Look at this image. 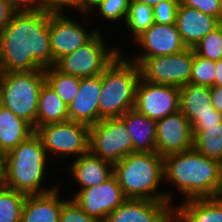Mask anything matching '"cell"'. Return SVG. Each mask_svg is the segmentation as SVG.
Listing matches in <instances>:
<instances>
[{"label":"cell","mask_w":222,"mask_h":222,"mask_svg":"<svg viewBox=\"0 0 222 222\" xmlns=\"http://www.w3.org/2000/svg\"><path fill=\"white\" fill-rule=\"evenodd\" d=\"M49 12H16L0 32V72H29L53 66Z\"/></svg>","instance_id":"6da1fadb"},{"label":"cell","mask_w":222,"mask_h":222,"mask_svg":"<svg viewBox=\"0 0 222 222\" xmlns=\"http://www.w3.org/2000/svg\"><path fill=\"white\" fill-rule=\"evenodd\" d=\"M173 183L183 201L222 196V163L196 149L164 157V182Z\"/></svg>","instance_id":"7a4b0ae2"},{"label":"cell","mask_w":222,"mask_h":222,"mask_svg":"<svg viewBox=\"0 0 222 222\" xmlns=\"http://www.w3.org/2000/svg\"><path fill=\"white\" fill-rule=\"evenodd\" d=\"M113 175L127 199L167 201L174 207L171 192L158 191L164 183V157L157 152L126 155L113 165Z\"/></svg>","instance_id":"3957f363"},{"label":"cell","mask_w":222,"mask_h":222,"mask_svg":"<svg viewBox=\"0 0 222 222\" xmlns=\"http://www.w3.org/2000/svg\"><path fill=\"white\" fill-rule=\"evenodd\" d=\"M47 157L49 156L40 136L34 132L7 153L4 185L26 195L44 194L55 190L58 184L50 188L42 186L47 175Z\"/></svg>","instance_id":"277c9868"},{"label":"cell","mask_w":222,"mask_h":222,"mask_svg":"<svg viewBox=\"0 0 222 222\" xmlns=\"http://www.w3.org/2000/svg\"><path fill=\"white\" fill-rule=\"evenodd\" d=\"M139 79V66L126 58L122 51L101 73L99 121L120 118L128 110L134 109Z\"/></svg>","instance_id":"5b68a950"},{"label":"cell","mask_w":222,"mask_h":222,"mask_svg":"<svg viewBox=\"0 0 222 222\" xmlns=\"http://www.w3.org/2000/svg\"><path fill=\"white\" fill-rule=\"evenodd\" d=\"M44 82V69L29 72H0L2 106L28 122L35 131L39 93Z\"/></svg>","instance_id":"8992f818"},{"label":"cell","mask_w":222,"mask_h":222,"mask_svg":"<svg viewBox=\"0 0 222 222\" xmlns=\"http://www.w3.org/2000/svg\"><path fill=\"white\" fill-rule=\"evenodd\" d=\"M102 34L99 31L85 45L61 57L54 66L63 73L79 78L100 75L122 51L115 45L107 47Z\"/></svg>","instance_id":"52a82bcc"},{"label":"cell","mask_w":222,"mask_h":222,"mask_svg":"<svg viewBox=\"0 0 222 222\" xmlns=\"http://www.w3.org/2000/svg\"><path fill=\"white\" fill-rule=\"evenodd\" d=\"M128 59L139 66L143 80L180 88L190 81L194 49L187 48L172 55Z\"/></svg>","instance_id":"ba28073f"},{"label":"cell","mask_w":222,"mask_h":222,"mask_svg":"<svg viewBox=\"0 0 222 222\" xmlns=\"http://www.w3.org/2000/svg\"><path fill=\"white\" fill-rule=\"evenodd\" d=\"M35 132L48 155L78 158L89 151L90 126L87 124L67 120L40 126Z\"/></svg>","instance_id":"9c48e42d"},{"label":"cell","mask_w":222,"mask_h":222,"mask_svg":"<svg viewBox=\"0 0 222 222\" xmlns=\"http://www.w3.org/2000/svg\"><path fill=\"white\" fill-rule=\"evenodd\" d=\"M89 150L114 165L126 155L134 153V146L120 118H104L90 126Z\"/></svg>","instance_id":"30bf717a"},{"label":"cell","mask_w":222,"mask_h":222,"mask_svg":"<svg viewBox=\"0 0 222 222\" xmlns=\"http://www.w3.org/2000/svg\"><path fill=\"white\" fill-rule=\"evenodd\" d=\"M70 15L62 13L49 14V34L53 66L63 56L68 55L89 42L99 31L94 28L89 31L84 27V22L76 21ZM79 22V23H78Z\"/></svg>","instance_id":"8fae6325"},{"label":"cell","mask_w":222,"mask_h":222,"mask_svg":"<svg viewBox=\"0 0 222 222\" xmlns=\"http://www.w3.org/2000/svg\"><path fill=\"white\" fill-rule=\"evenodd\" d=\"M179 99V87L147 82L140 77L136 86L134 109L157 121L178 112Z\"/></svg>","instance_id":"7c38bea8"},{"label":"cell","mask_w":222,"mask_h":222,"mask_svg":"<svg viewBox=\"0 0 222 222\" xmlns=\"http://www.w3.org/2000/svg\"><path fill=\"white\" fill-rule=\"evenodd\" d=\"M73 196L83 211L98 222H104L107 215L127 199L114 175L100 185L79 190Z\"/></svg>","instance_id":"4fadbf2b"},{"label":"cell","mask_w":222,"mask_h":222,"mask_svg":"<svg viewBox=\"0 0 222 222\" xmlns=\"http://www.w3.org/2000/svg\"><path fill=\"white\" fill-rule=\"evenodd\" d=\"M193 148V134L189 119L179 110L157 120L156 152L165 157Z\"/></svg>","instance_id":"5bb4252c"},{"label":"cell","mask_w":222,"mask_h":222,"mask_svg":"<svg viewBox=\"0 0 222 222\" xmlns=\"http://www.w3.org/2000/svg\"><path fill=\"white\" fill-rule=\"evenodd\" d=\"M133 42L144 52H141L142 54L136 53L129 57L127 55V58H149L160 55H172L187 49V46L182 41L176 23H154Z\"/></svg>","instance_id":"9a60e30c"},{"label":"cell","mask_w":222,"mask_h":222,"mask_svg":"<svg viewBox=\"0 0 222 222\" xmlns=\"http://www.w3.org/2000/svg\"><path fill=\"white\" fill-rule=\"evenodd\" d=\"M104 222H174V207L167 201L126 199Z\"/></svg>","instance_id":"2e32d148"},{"label":"cell","mask_w":222,"mask_h":222,"mask_svg":"<svg viewBox=\"0 0 222 222\" xmlns=\"http://www.w3.org/2000/svg\"><path fill=\"white\" fill-rule=\"evenodd\" d=\"M101 91V74L81 78L74 100L68 105V119L89 126L99 122L98 100Z\"/></svg>","instance_id":"e0dca14e"},{"label":"cell","mask_w":222,"mask_h":222,"mask_svg":"<svg viewBox=\"0 0 222 222\" xmlns=\"http://www.w3.org/2000/svg\"><path fill=\"white\" fill-rule=\"evenodd\" d=\"M221 24L222 21L217 17L184 5L178 6L176 26L187 48H193Z\"/></svg>","instance_id":"ac0fdd59"},{"label":"cell","mask_w":222,"mask_h":222,"mask_svg":"<svg viewBox=\"0 0 222 222\" xmlns=\"http://www.w3.org/2000/svg\"><path fill=\"white\" fill-rule=\"evenodd\" d=\"M70 173L73 180L80 186V189L93 187L104 183L113 176V165L102 160L90 150L74 158L72 164H69Z\"/></svg>","instance_id":"d6986e66"},{"label":"cell","mask_w":222,"mask_h":222,"mask_svg":"<svg viewBox=\"0 0 222 222\" xmlns=\"http://www.w3.org/2000/svg\"><path fill=\"white\" fill-rule=\"evenodd\" d=\"M60 186L44 194L27 195L22 209L21 222H60L63 203Z\"/></svg>","instance_id":"ffe728a7"},{"label":"cell","mask_w":222,"mask_h":222,"mask_svg":"<svg viewBox=\"0 0 222 222\" xmlns=\"http://www.w3.org/2000/svg\"><path fill=\"white\" fill-rule=\"evenodd\" d=\"M179 89V110L189 119L191 127L200 117L222 116L212 105L210 87L188 83Z\"/></svg>","instance_id":"44dd1931"},{"label":"cell","mask_w":222,"mask_h":222,"mask_svg":"<svg viewBox=\"0 0 222 222\" xmlns=\"http://www.w3.org/2000/svg\"><path fill=\"white\" fill-rule=\"evenodd\" d=\"M174 222H222V196L188 199L175 204Z\"/></svg>","instance_id":"7402d4cb"},{"label":"cell","mask_w":222,"mask_h":222,"mask_svg":"<svg viewBox=\"0 0 222 222\" xmlns=\"http://www.w3.org/2000/svg\"><path fill=\"white\" fill-rule=\"evenodd\" d=\"M120 119L125 123L132 137L134 153L156 152V120L148 118L135 109L128 110Z\"/></svg>","instance_id":"603a6c76"},{"label":"cell","mask_w":222,"mask_h":222,"mask_svg":"<svg viewBox=\"0 0 222 222\" xmlns=\"http://www.w3.org/2000/svg\"><path fill=\"white\" fill-rule=\"evenodd\" d=\"M35 132L34 128L11 110H0V149L8 153Z\"/></svg>","instance_id":"cb8c5ba5"},{"label":"cell","mask_w":222,"mask_h":222,"mask_svg":"<svg viewBox=\"0 0 222 222\" xmlns=\"http://www.w3.org/2000/svg\"><path fill=\"white\" fill-rule=\"evenodd\" d=\"M68 105L57 95L45 81L41 87L38 99L36 130L43 125L67 121Z\"/></svg>","instance_id":"d4e9b609"},{"label":"cell","mask_w":222,"mask_h":222,"mask_svg":"<svg viewBox=\"0 0 222 222\" xmlns=\"http://www.w3.org/2000/svg\"><path fill=\"white\" fill-rule=\"evenodd\" d=\"M193 148L222 163V122L213 126H192Z\"/></svg>","instance_id":"484cf974"},{"label":"cell","mask_w":222,"mask_h":222,"mask_svg":"<svg viewBox=\"0 0 222 222\" xmlns=\"http://www.w3.org/2000/svg\"><path fill=\"white\" fill-rule=\"evenodd\" d=\"M45 81L53 88L62 101L69 105L78 93L81 78L66 74L55 66L44 69Z\"/></svg>","instance_id":"4316f807"},{"label":"cell","mask_w":222,"mask_h":222,"mask_svg":"<svg viewBox=\"0 0 222 222\" xmlns=\"http://www.w3.org/2000/svg\"><path fill=\"white\" fill-rule=\"evenodd\" d=\"M153 7L145 3L130 1L128 14L124 24L131 32V39L134 41L143 32L149 29L153 24Z\"/></svg>","instance_id":"83f0119b"},{"label":"cell","mask_w":222,"mask_h":222,"mask_svg":"<svg viewBox=\"0 0 222 222\" xmlns=\"http://www.w3.org/2000/svg\"><path fill=\"white\" fill-rule=\"evenodd\" d=\"M26 194L0 185V222H21Z\"/></svg>","instance_id":"f1b7e54d"},{"label":"cell","mask_w":222,"mask_h":222,"mask_svg":"<svg viewBox=\"0 0 222 222\" xmlns=\"http://www.w3.org/2000/svg\"><path fill=\"white\" fill-rule=\"evenodd\" d=\"M193 49L197 55L212 61L222 59V24L203 37Z\"/></svg>","instance_id":"f546056e"},{"label":"cell","mask_w":222,"mask_h":222,"mask_svg":"<svg viewBox=\"0 0 222 222\" xmlns=\"http://www.w3.org/2000/svg\"><path fill=\"white\" fill-rule=\"evenodd\" d=\"M215 75V61L199 56L194 52L189 83L212 87Z\"/></svg>","instance_id":"4dcf8cb0"},{"label":"cell","mask_w":222,"mask_h":222,"mask_svg":"<svg viewBox=\"0 0 222 222\" xmlns=\"http://www.w3.org/2000/svg\"><path fill=\"white\" fill-rule=\"evenodd\" d=\"M131 0H102L95 8L108 22H125ZM122 19V20H121ZM119 20V21H118Z\"/></svg>","instance_id":"1f68e13d"},{"label":"cell","mask_w":222,"mask_h":222,"mask_svg":"<svg viewBox=\"0 0 222 222\" xmlns=\"http://www.w3.org/2000/svg\"><path fill=\"white\" fill-rule=\"evenodd\" d=\"M179 0H165L153 6L155 23L174 24L176 23Z\"/></svg>","instance_id":"d6a6232c"},{"label":"cell","mask_w":222,"mask_h":222,"mask_svg":"<svg viewBox=\"0 0 222 222\" xmlns=\"http://www.w3.org/2000/svg\"><path fill=\"white\" fill-rule=\"evenodd\" d=\"M60 222H98L95 218L88 216L83 209L74 201L67 197L63 203L60 213Z\"/></svg>","instance_id":"836d02e7"},{"label":"cell","mask_w":222,"mask_h":222,"mask_svg":"<svg viewBox=\"0 0 222 222\" xmlns=\"http://www.w3.org/2000/svg\"><path fill=\"white\" fill-rule=\"evenodd\" d=\"M179 5L200 10L222 21V0H179Z\"/></svg>","instance_id":"e575fe53"},{"label":"cell","mask_w":222,"mask_h":222,"mask_svg":"<svg viewBox=\"0 0 222 222\" xmlns=\"http://www.w3.org/2000/svg\"><path fill=\"white\" fill-rule=\"evenodd\" d=\"M77 0H41V11L63 13L68 7L75 9Z\"/></svg>","instance_id":"d590c367"},{"label":"cell","mask_w":222,"mask_h":222,"mask_svg":"<svg viewBox=\"0 0 222 222\" xmlns=\"http://www.w3.org/2000/svg\"><path fill=\"white\" fill-rule=\"evenodd\" d=\"M16 12L41 11V0H6Z\"/></svg>","instance_id":"8d00e7d4"},{"label":"cell","mask_w":222,"mask_h":222,"mask_svg":"<svg viewBox=\"0 0 222 222\" xmlns=\"http://www.w3.org/2000/svg\"><path fill=\"white\" fill-rule=\"evenodd\" d=\"M16 11L6 0H0V32L12 20Z\"/></svg>","instance_id":"74e56055"},{"label":"cell","mask_w":222,"mask_h":222,"mask_svg":"<svg viewBox=\"0 0 222 222\" xmlns=\"http://www.w3.org/2000/svg\"><path fill=\"white\" fill-rule=\"evenodd\" d=\"M102 0H77L75 4V10H78V12H82L84 17L91 14L94 8H96Z\"/></svg>","instance_id":"f35d334b"},{"label":"cell","mask_w":222,"mask_h":222,"mask_svg":"<svg viewBox=\"0 0 222 222\" xmlns=\"http://www.w3.org/2000/svg\"><path fill=\"white\" fill-rule=\"evenodd\" d=\"M210 92L213 107L222 113V86H212Z\"/></svg>","instance_id":"ab89813d"},{"label":"cell","mask_w":222,"mask_h":222,"mask_svg":"<svg viewBox=\"0 0 222 222\" xmlns=\"http://www.w3.org/2000/svg\"><path fill=\"white\" fill-rule=\"evenodd\" d=\"M222 122V116L200 117L193 126H213Z\"/></svg>","instance_id":"60d3db41"},{"label":"cell","mask_w":222,"mask_h":222,"mask_svg":"<svg viewBox=\"0 0 222 222\" xmlns=\"http://www.w3.org/2000/svg\"><path fill=\"white\" fill-rule=\"evenodd\" d=\"M7 153L0 149V185H4L6 179Z\"/></svg>","instance_id":"b9f144b4"},{"label":"cell","mask_w":222,"mask_h":222,"mask_svg":"<svg viewBox=\"0 0 222 222\" xmlns=\"http://www.w3.org/2000/svg\"><path fill=\"white\" fill-rule=\"evenodd\" d=\"M215 74L213 86H222V59L215 61Z\"/></svg>","instance_id":"7bdbcfd3"},{"label":"cell","mask_w":222,"mask_h":222,"mask_svg":"<svg viewBox=\"0 0 222 222\" xmlns=\"http://www.w3.org/2000/svg\"><path fill=\"white\" fill-rule=\"evenodd\" d=\"M134 2H139V3H145L147 5H150V6H154L162 1H165V0H132Z\"/></svg>","instance_id":"ee69618b"}]
</instances>
